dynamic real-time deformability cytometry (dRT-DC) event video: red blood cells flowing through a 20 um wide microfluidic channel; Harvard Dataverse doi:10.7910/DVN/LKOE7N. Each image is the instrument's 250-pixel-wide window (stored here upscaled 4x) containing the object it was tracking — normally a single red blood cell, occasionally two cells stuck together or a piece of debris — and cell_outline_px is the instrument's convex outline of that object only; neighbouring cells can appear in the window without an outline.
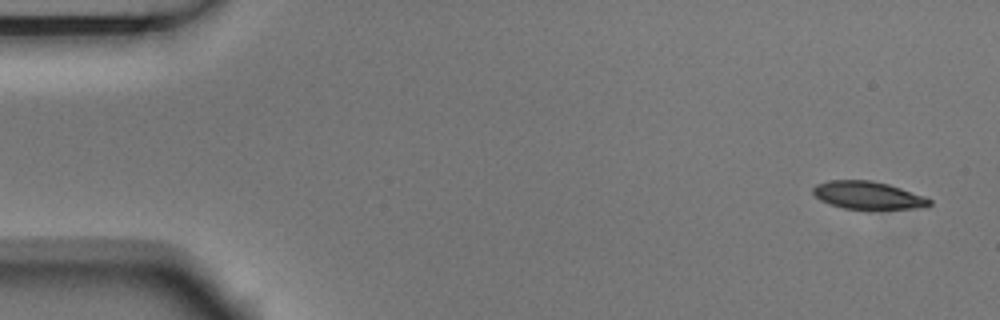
{"species": "Egyptian fruit bat (a non-hibernating species)", "species_latin": "Rousettus aegyptiacus", "temperature_condition": "room temperature", "stored_images_in_passage": 5, "camera_frame_rate_fps": 3000, "um_per_image_px": 0.085, "animal": {"sex": "male"}, "frame": {"image": 1, "passage_image": 1, "time_ms": 0.0, "image_size_px": [1000, 320], "cell_outline_px": [[932, 204], [928, 208], [844, 208], [820, 200], [812, 192], [812, 188], [816, 184], [828, 180], [872, 180], [888, 184], [924, 196], [932, 200]], "centroid_in_image_um": [73.79, 16.58], "position_along_channel_um": 11.2, "area_um2": 18.61}}
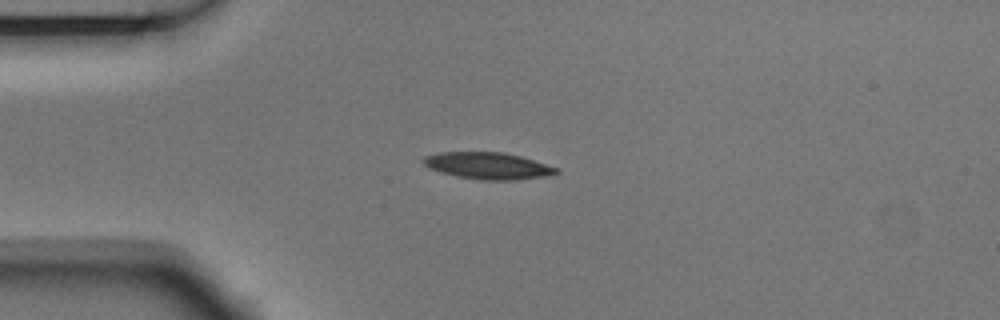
{"frame": {"image": 2, "passage_image": 4, "time_ms": 1.0, "image_size_px": [1000, 320], "cell_outline_px": [[560, 172], [544, 176], [516, 180], [484, 180], [456, 176], [440, 172], [428, 168], [424, 164], [424, 156], [440, 152], [504, 152], [520, 156], [560, 168]], "centroid_in_image_um": [41.49, 14.09], "position_along_channel_um": 43.5, "area_um2": 20.69}}